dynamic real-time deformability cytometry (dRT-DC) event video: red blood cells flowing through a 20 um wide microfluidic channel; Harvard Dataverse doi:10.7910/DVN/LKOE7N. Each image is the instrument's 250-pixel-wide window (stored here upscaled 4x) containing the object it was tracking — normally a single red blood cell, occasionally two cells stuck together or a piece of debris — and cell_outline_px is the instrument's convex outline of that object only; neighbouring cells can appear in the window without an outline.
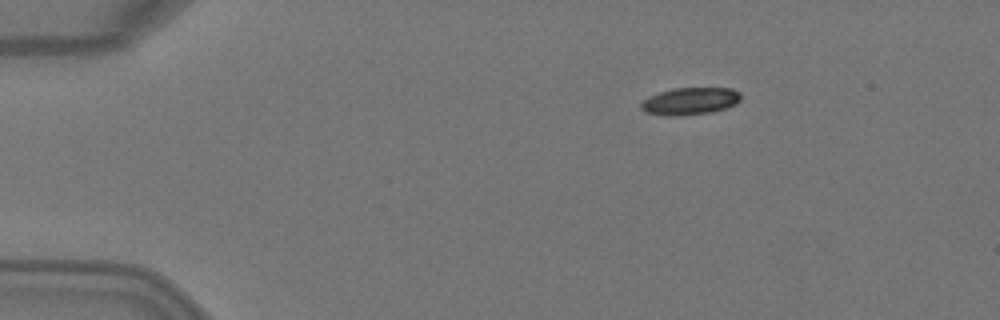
{"species": "Egyptian fruit bat (a non-hibernating species)", "species_latin": "Rousettus aegyptiacus", "temperature_condition": "warm", "stored_images_in_passage": 3, "camera_frame_rate_fps": 3000, "um_per_image_px": 0.085, "animal": {"sex": "female"}, "frame": {"image": 1, "passage_image": 1, "time_ms": 0.0, "image_size_px": [1000, 320], "cell_outline_px": [[740, 100], [736, 104], [712, 112], [680, 116], [668, 116], [648, 112], [640, 108], [640, 104], [648, 96], [672, 88], [732, 88], [740, 92]], "centroid_in_image_um": [58.66, 8.59], "position_along_channel_um": 26.3, "area_um2": 15.84}}